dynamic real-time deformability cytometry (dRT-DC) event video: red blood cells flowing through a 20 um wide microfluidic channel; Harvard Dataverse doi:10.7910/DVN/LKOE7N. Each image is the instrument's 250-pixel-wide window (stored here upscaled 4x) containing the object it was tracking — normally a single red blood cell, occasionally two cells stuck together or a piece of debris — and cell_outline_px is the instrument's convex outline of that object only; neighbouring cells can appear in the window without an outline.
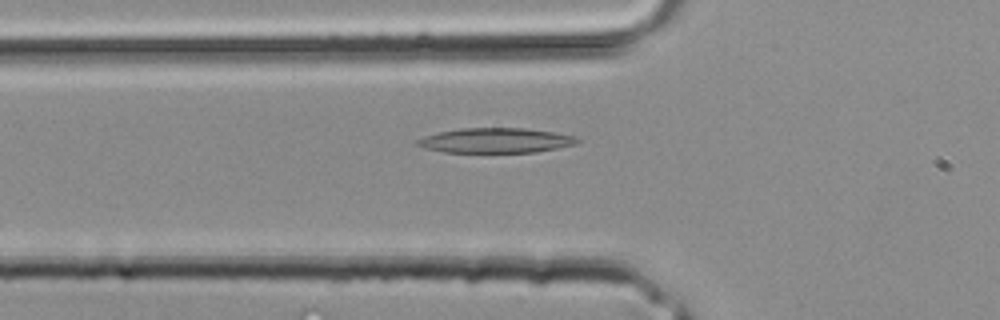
{"species": "common noctule bat (a hibernating species)", "species_latin": "Nyctalus noctula", "temperature_condition": "room temperature", "stored_images_in_passage": 30, "camera_frame_rate_fps": 3000, "um_per_image_px": 0.085, "animal": {"sex": "male", "body_mass_g": 20.4}, "frame": {"image": 1, "passage_image": 8, "time_ms": 2.333, "image_size_px": [1000, 320], "cell_outline_px": [[580, 140], [576, 144], [536, 152], [444, 152], [424, 148], [416, 144], [412, 140], [436, 132], [460, 128], [524, 128], [552, 132], [572, 136]], "centroid_in_image_um": [42.03, 11.93], "position_along_channel_um": 83.8, "area_um2": 23.18}}
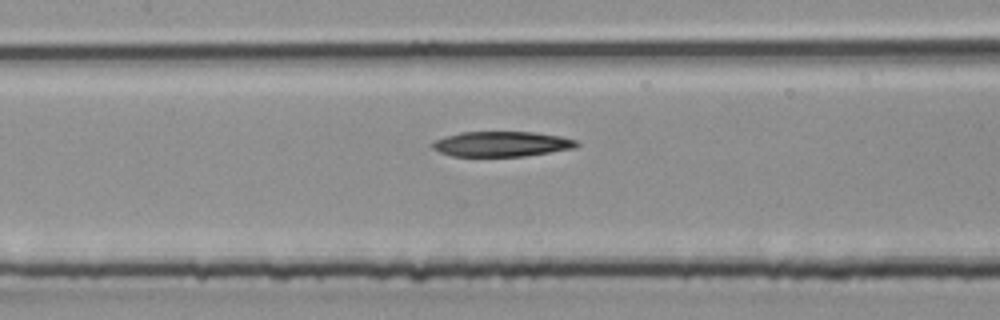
{"frame": {"image": 2, "passage_image": 12, "time_ms": 3.667, "image_size_px": [1000, 320], "cell_outline_px": [[580, 144], [576, 148], [524, 156], [452, 156], [440, 152], [432, 148], [428, 144], [432, 140], [444, 136], [460, 132], [532, 132], [560, 136], [576, 140]], "centroid_in_image_um": [42.58, 12.23], "position_along_channel_um": 164.8, "area_um2": 21.33}}
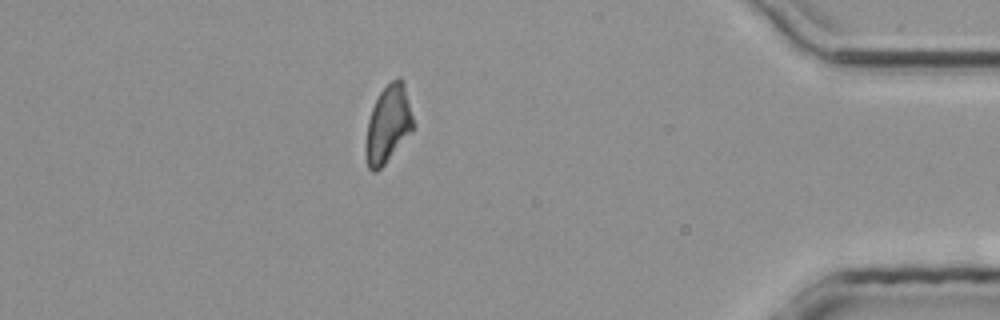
{"frame": {"image": 3, "passage_image": 26, "time_ms": 8.333, "image_size_px": [1000, 320], "cell_outline_px": [[416, 128], [384, 164], [376, 172], [372, 172], [368, 168], [364, 152], [364, 144], [368, 120], [372, 108], [380, 92], [392, 80], [400, 76], [404, 80], [416, 124]], "centroid_in_image_um": [33.01, 10.56], "position_along_channel_um": 402.2, "area_um2": 22.02}}